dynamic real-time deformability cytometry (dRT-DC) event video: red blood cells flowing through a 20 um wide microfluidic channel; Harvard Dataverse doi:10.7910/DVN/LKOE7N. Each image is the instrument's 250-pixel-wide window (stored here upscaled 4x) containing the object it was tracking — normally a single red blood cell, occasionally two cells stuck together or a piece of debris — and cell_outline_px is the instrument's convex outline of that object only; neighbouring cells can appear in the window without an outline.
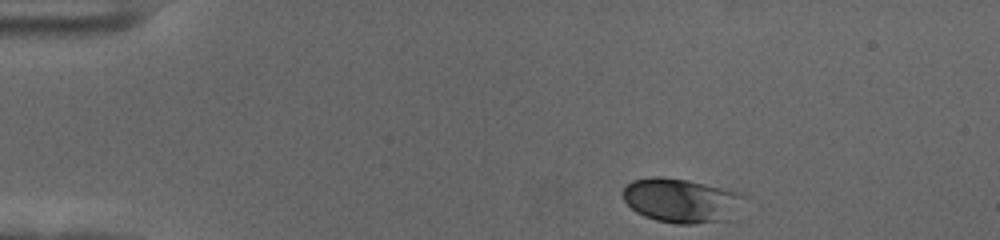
{"species": "human", "species_latin": "Homo sapiens", "temperature_condition": "cold", "stored_images_in_passage": 49, "camera_frame_rate_fps": 3000, "um_per_image_px": 0.085, "donor": {"sex": "female"}, "frame": {"image": 1, "passage_image": 1, "time_ms": 0.0, "image_size_px": [1000, 240], "cell_outline_px": [[748, 196], [728, 220], [692, 224], [676, 224], [656, 220], [644, 216], [636, 212], [624, 200], [624, 188], [632, 180], [652, 176], [660, 176], [688, 180], [740, 192]], "centroid_in_image_um": [57.92, 17.04], "position_along_channel_um": 27.1, "area_um2": 31.27}}
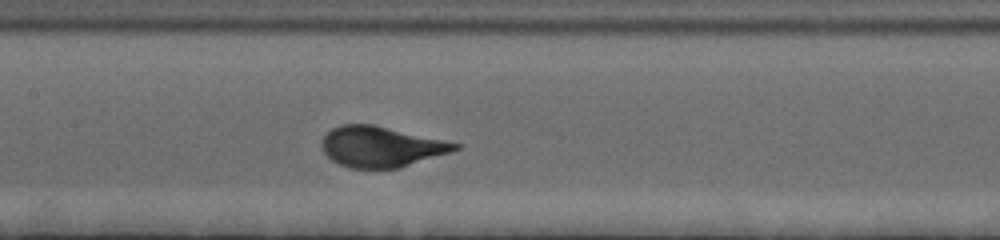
{"frame": {"image": 2, "passage_image": 20, "time_ms": 6.333, "image_size_px": [1000, 240], "cell_outline_px": [[460, 148], [400, 168], [348, 168], [332, 160], [320, 148], [320, 140], [332, 128], [340, 124], [372, 124], [444, 140], [460, 144]], "centroid_in_image_um": [32.32, 12.46], "position_along_channel_um": 175.1, "area_um2": 31.27}}
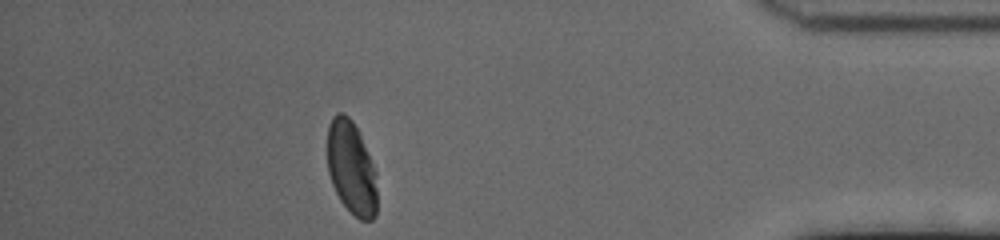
{"frame": {"image": 3, "passage_image": 43, "time_ms": 14.0, "image_size_px": [1000, 240], "cell_outline_px": [[376, 216], [372, 220], [360, 220], [340, 200], [332, 184], [328, 172], [328, 124], [332, 116], [336, 112], [344, 112], [352, 120], [360, 136], [376, 172]], "centroid_in_image_um": [29.85, 14.26], "position_along_channel_um": 405.3, "area_um2": 26.82}, "authors_computed_cell_mechanics": {"area_um2": 31.2698, "velocity_mm_per_s": 3.5243, "shape_relaxation_time_tau1_ms": 2.6471, "shape_relaxation_time_tau2_ms": null, "deformation_change_tau1": 0.1771, "deformation_change_tau2": null}}